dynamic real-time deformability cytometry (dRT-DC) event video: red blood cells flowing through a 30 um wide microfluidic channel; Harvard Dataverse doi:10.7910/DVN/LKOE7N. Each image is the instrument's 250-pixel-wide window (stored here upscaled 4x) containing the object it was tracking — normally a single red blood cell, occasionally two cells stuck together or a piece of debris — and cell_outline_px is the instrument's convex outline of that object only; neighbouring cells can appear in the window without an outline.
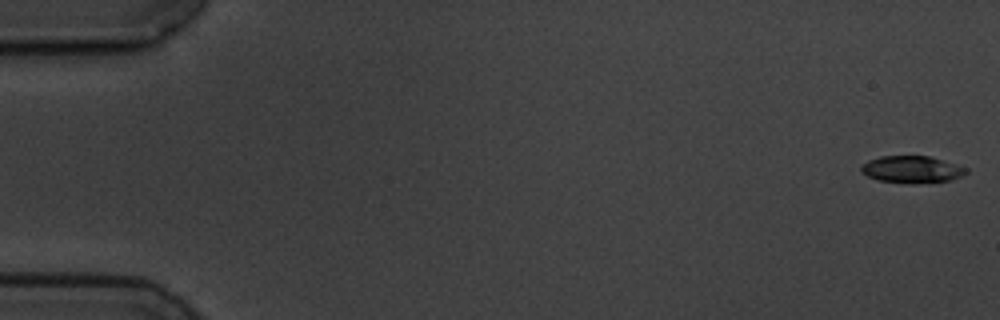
{"species": "common noctule bat (a hibernating species)", "species_latin": "Nyctalus noctula", "temperature_condition": "cold", "stored_images_in_passage": 5, "camera_frame_rate_fps": 3000, "um_per_image_px": 0.085, "animal": {"sex": "male", "body_mass_g": 19.5, "forearm_length_mm": 54.6}, "frame": {"image": 1, "passage_image": 1, "time_ms": 0.0, "image_size_px": [1000, 320], "cell_outline_px": [[968, 172], [952, 180], [912, 184], [880, 180], [868, 176], [860, 172], [860, 168], [868, 160], [880, 156], [928, 156], [956, 164], [968, 168]], "centroid_in_image_um": [77.51, 14.4], "position_along_channel_um": 7.5, "area_um2": 16.47}}
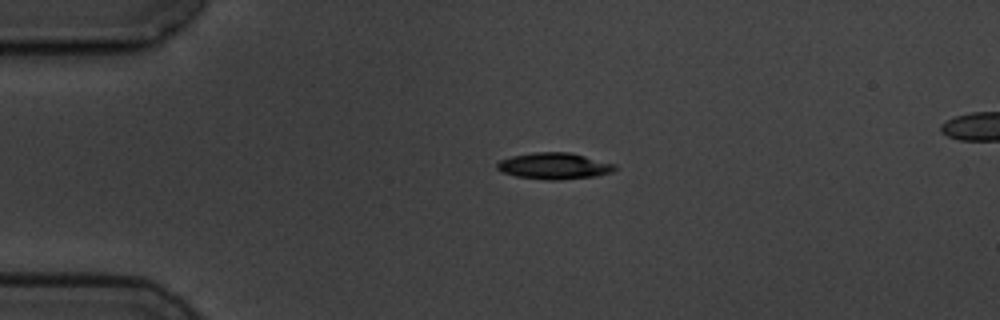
{"frame": {"image": 2, "passage_image": 4, "time_ms": 4.0, "image_size_px": [1000, 320], "cell_outline_px": [[616, 168], [612, 172], [596, 176], [560, 180], [548, 180], [516, 176], [500, 172], [496, 168], [496, 164], [500, 160], [512, 156], [532, 152], [568, 152], [616, 164]], "centroid_in_image_um": [47.08, 14.11], "position_along_channel_um": 37.9, "area_um2": 18.15}}